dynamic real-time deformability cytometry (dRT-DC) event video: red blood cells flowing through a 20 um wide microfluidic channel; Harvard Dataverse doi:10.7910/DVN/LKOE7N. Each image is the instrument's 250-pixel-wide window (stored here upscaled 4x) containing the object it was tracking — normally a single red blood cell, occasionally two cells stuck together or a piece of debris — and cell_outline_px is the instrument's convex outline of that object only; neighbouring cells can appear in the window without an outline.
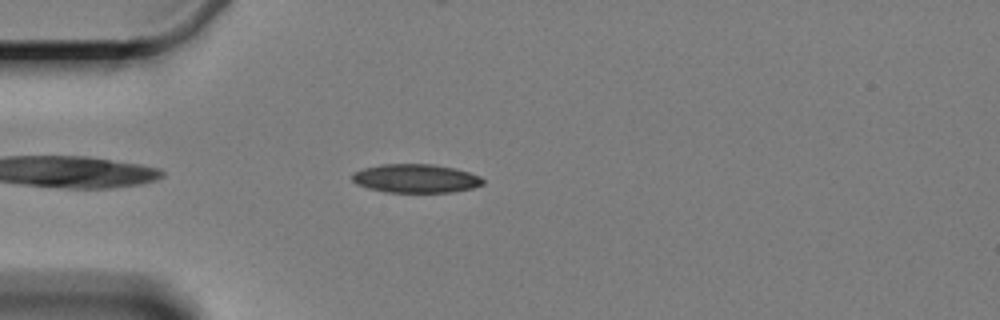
{"species": "Egyptian fruit bat (a non-hibernating species)", "species_latin": "Rousettus aegyptiacus", "temperature_condition": "cold", "stored_images_in_passage": 1, "camera_frame_rate_fps": 3000, "um_per_image_px": 0.085, "animal": {"sex": "female"}, "frame": {"image": 1, "passage_image": 1, "time_ms": 0.0, "image_size_px": [1000, 320], "cell_outline_px": [[484, 184], [472, 188], [452, 192], [388, 192], [368, 188], [356, 184], [352, 180], [352, 176], [356, 172], [364, 168], [380, 164], [432, 164], [456, 168], [480, 176], [484, 180]], "centroid_in_image_um": [35.36, 15.16], "position_along_channel_um": 49.6, "area_um2": 21.79}}